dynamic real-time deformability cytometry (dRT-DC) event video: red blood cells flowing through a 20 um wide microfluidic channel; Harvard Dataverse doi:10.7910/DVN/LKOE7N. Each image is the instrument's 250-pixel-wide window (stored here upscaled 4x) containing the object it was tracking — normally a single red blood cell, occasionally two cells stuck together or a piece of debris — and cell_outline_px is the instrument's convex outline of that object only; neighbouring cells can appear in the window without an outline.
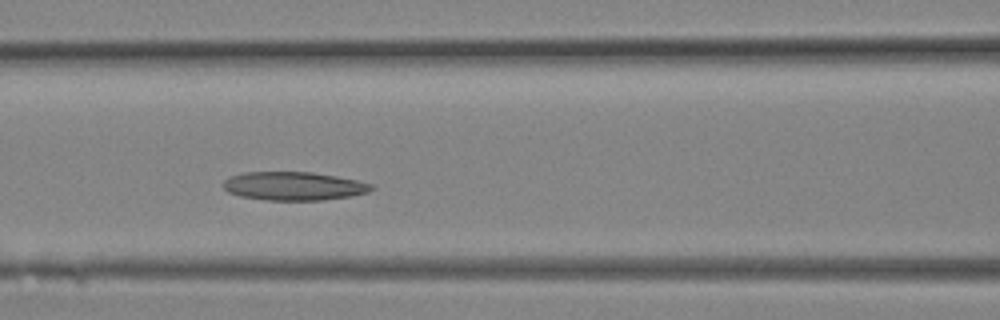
{"species": "Egyptian fruit bat (a non-hibernating species)", "species_latin": "Rousettus aegyptiacus", "temperature_condition": "room temperature", "stored_images_in_passage": 12, "camera_frame_rate_fps": 3000, "um_per_image_px": 0.085, "animal": {"sex": "female"}, "frame": {"image": 1, "passage_image": 9, "time_ms": 2.667, "image_size_px": [1000, 320], "cell_outline_px": [[376, 188], [368, 192], [352, 196], [320, 200], [268, 200], [240, 196], [228, 192], [224, 188], [224, 180], [232, 176], [244, 172], [312, 172], [360, 180], [372, 184]], "centroid_in_image_um": [25.02, 15.81], "position_along_channel_um": 141.6, "area_um2": 24.62}}
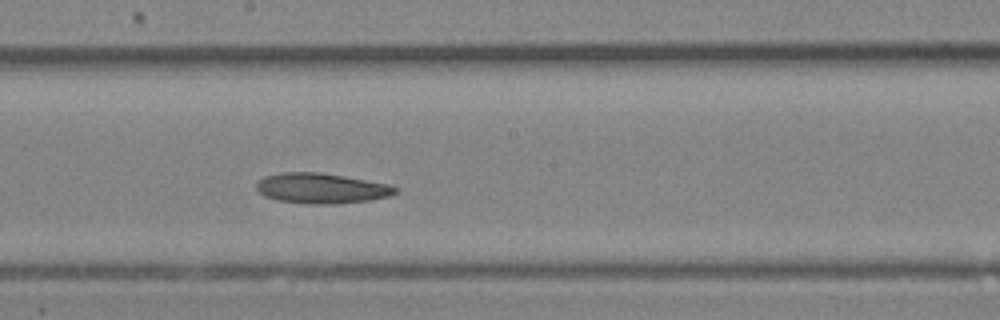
{"frame": {"image": 2, "passage_image": 12, "time_ms": 3.667, "image_size_px": [1000, 320], "cell_outline_px": [[400, 188], [396, 192], [388, 196], [368, 200], [336, 204], [316, 204], [276, 200], [264, 196], [256, 188], [256, 180], [264, 176], [280, 172], [320, 172], [388, 184]], "centroid_in_image_um": [27.27, 15.99], "position_along_channel_um": 220.9, "area_um2": 24.45}}